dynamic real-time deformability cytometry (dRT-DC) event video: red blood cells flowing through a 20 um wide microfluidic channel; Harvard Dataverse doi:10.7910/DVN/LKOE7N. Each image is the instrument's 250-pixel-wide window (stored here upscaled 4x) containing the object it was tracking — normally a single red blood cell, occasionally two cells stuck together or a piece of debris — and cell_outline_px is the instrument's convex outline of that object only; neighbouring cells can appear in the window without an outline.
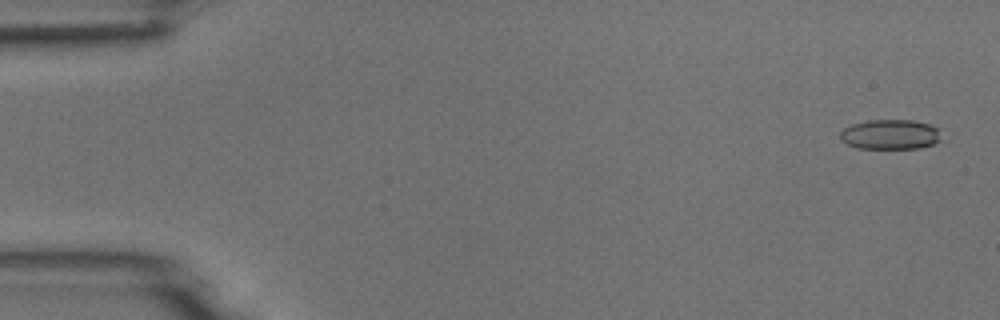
{"species": "common noctule bat (a hibernating species)", "species_latin": "Nyctalus noctula", "temperature_condition": "room temperature", "stored_images_in_passage": 54, "camera_frame_rate_fps": 3000, "um_per_image_px": 0.085, "animal": {"sex": "male", "body_mass_g": 18.8}, "frame": {"image": 1, "passage_image": 2, "time_ms": 0.333, "image_size_px": [1000, 320], "cell_outline_px": [[940, 140], [932, 144], [920, 148], [856, 148], [840, 140], [840, 132], [844, 128], [852, 124], [868, 120], [912, 120], [928, 124], [936, 128]], "centroid_in_image_um": [75.61, 11.43], "position_along_channel_um": 9.4, "area_um2": 17.4}}
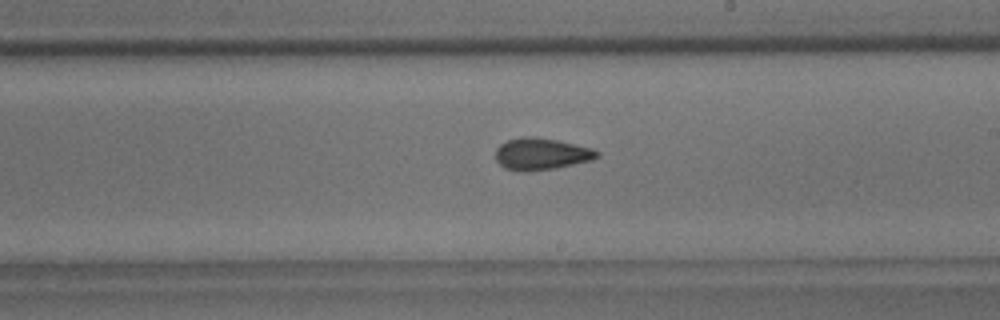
{"frame": {"image": 2, "passage_image": 31, "time_ms": 10.0, "image_size_px": [1000, 320], "cell_outline_px": [[600, 156], [592, 160], [556, 168], [528, 172], [520, 172], [504, 168], [496, 160], [496, 148], [500, 144], [508, 140], [524, 136], [536, 136], [556, 140], [592, 148], [600, 152]], "centroid_in_image_um": [46.0, 13.09], "position_along_channel_um": 243.0, "area_um2": 19.02}}
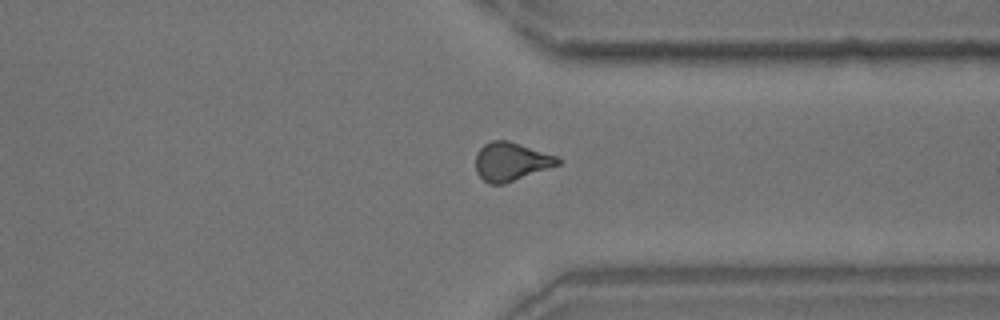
{"frame": {"image": 3, "passage_image": 41, "time_ms": 13.333, "image_size_px": [1000, 320], "cell_outline_px": [[564, 160], [560, 164], [504, 184], [488, 184], [476, 172], [476, 152], [484, 144], [492, 140], [508, 140], [556, 156]], "centroid_in_image_um": [43.43, 13.73], "position_along_channel_um": 368.0, "area_um2": 18.38}}